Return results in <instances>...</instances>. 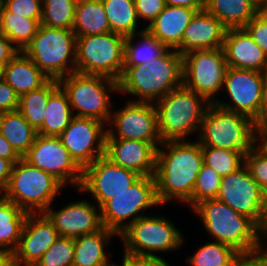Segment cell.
<instances>
[{"label":"cell","instance_id":"obj_35","mask_svg":"<svg viewBox=\"0 0 267 266\" xmlns=\"http://www.w3.org/2000/svg\"><path fill=\"white\" fill-rule=\"evenodd\" d=\"M58 86V80L49 79L40 88L19 97L18 111L36 131L43 124L49 96Z\"/></svg>","mask_w":267,"mask_h":266},{"label":"cell","instance_id":"obj_30","mask_svg":"<svg viewBox=\"0 0 267 266\" xmlns=\"http://www.w3.org/2000/svg\"><path fill=\"white\" fill-rule=\"evenodd\" d=\"M0 133L23 157L34 144L37 131L18 111L0 113Z\"/></svg>","mask_w":267,"mask_h":266},{"label":"cell","instance_id":"obj_27","mask_svg":"<svg viewBox=\"0 0 267 266\" xmlns=\"http://www.w3.org/2000/svg\"><path fill=\"white\" fill-rule=\"evenodd\" d=\"M205 10L227 29H239L259 12V7L251 0H205Z\"/></svg>","mask_w":267,"mask_h":266},{"label":"cell","instance_id":"obj_54","mask_svg":"<svg viewBox=\"0 0 267 266\" xmlns=\"http://www.w3.org/2000/svg\"><path fill=\"white\" fill-rule=\"evenodd\" d=\"M267 123V72L263 82V94L261 103V124Z\"/></svg>","mask_w":267,"mask_h":266},{"label":"cell","instance_id":"obj_60","mask_svg":"<svg viewBox=\"0 0 267 266\" xmlns=\"http://www.w3.org/2000/svg\"><path fill=\"white\" fill-rule=\"evenodd\" d=\"M84 1H95V0H75L76 3L84 2Z\"/></svg>","mask_w":267,"mask_h":266},{"label":"cell","instance_id":"obj_18","mask_svg":"<svg viewBox=\"0 0 267 266\" xmlns=\"http://www.w3.org/2000/svg\"><path fill=\"white\" fill-rule=\"evenodd\" d=\"M58 137L71 158L84 170L104 156L107 124L94 118L75 116Z\"/></svg>","mask_w":267,"mask_h":266},{"label":"cell","instance_id":"obj_48","mask_svg":"<svg viewBox=\"0 0 267 266\" xmlns=\"http://www.w3.org/2000/svg\"><path fill=\"white\" fill-rule=\"evenodd\" d=\"M20 50L0 33V61H10Z\"/></svg>","mask_w":267,"mask_h":266},{"label":"cell","instance_id":"obj_28","mask_svg":"<svg viewBox=\"0 0 267 266\" xmlns=\"http://www.w3.org/2000/svg\"><path fill=\"white\" fill-rule=\"evenodd\" d=\"M169 48L147 29L126 36L124 40V65L133 67L161 57Z\"/></svg>","mask_w":267,"mask_h":266},{"label":"cell","instance_id":"obj_42","mask_svg":"<svg viewBox=\"0 0 267 266\" xmlns=\"http://www.w3.org/2000/svg\"><path fill=\"white\" fill-rule=\"evenodd\" d=\"M0 4L15 15L41 22L43 15L42 0H0Z\"/></svg>","mask_w":267,"mask_h":266},{"label":"cell","instance_id":"obj_49","mask_svg":"<svg viewBox=\"0 0 267 266\" xmlns=\"http://www.w3.org/2000/svg\"><path fill=\"white\" fill-rule=\"evenodd\" d=\"M0 157L10 160L13 164L22 157L14 150L11 144L0 133Z\"/></svg>","mask_w":267,"mask_h":266},{"label":"cell","instance_id":"obj_29","mask_svg":"<svg viewBox=\"0 0 267 266\" xmlns=\"http://www.w3.org/2000/svg\"><path fill=\"white\" fill-rule=\"evenodd\" d=\"M46 115L37 134L59 136L75 117L66 92L59 85L49 96Z\"/></svg>","mask_w":267,"mask_h":266},{"label":"cell","instance_id":"obj_25","mask_svg":"<svg viewBox=\"0 0 267 266\" xmlns=\"http://www.w3.org/2000/svg\"><path fill=\"white\" fill-rule=\"evenodd\" d=\"M115 237H119L116 232L102 227L97 232L75 238L73 266H106L111 263L113 254L108 248Z\"/></svg>","mask_w":267,"mask_h":266},{"label":"cell","instance_id":"obj_19","mask_svg":"<svg viewBox=\"0 0 267 266\" xmlns=\"http://www.w3.org/2000/svg\"><path fill=\"white\" fill-rule=\"evenodd\" d=\"M67 202L63 207L50 205L43 213L58 230L60 237L77 238L99 231L101 222L100 207L88 198Z\"/></svg>","mask_w":267,"mask_h":266},{"label":"cell","instance_id":"obj_4","mask_svg":"<svg viewBox=\"0 0 267 266\" xmlns=\"http://www.w3.org/2000/svg\"><path fill=\"white\" fill-rule=\"evenodd\" d=\"M211 103L183 84L154 103L158 132L163 142L197 139ZM196 135V137H195Z\"/></svg>","mask_w":267,"mask_h":266},{"label":"cell","instance_id":"obj_61","mask_svg":"<svg viewBox=\"0 0 267 266\" xmlns=\"http://www.w3.org/2000/svg\"><path fill=\"white\" fill-rule=\"evenodd\" d=\"M13 266H23V265H19V264H16V263H15Z\"/></svg>","mask_w":267,"mask_h":266},{"label":"cell","instance_id":"obj_57","mask_svg":"<svg viewBox=\"0 0 267 266\" xmlns=\"http://www.w3.org/2000/svg\"><path fill=\"white\" fill-rule=\"evenodd\" d=\"M8 62L9 61H0V79L4 78L5 67Z\"/></svg>","mask_w":267,"mask_h":266},{"label":"cell","instance_id":"obj_55","mask_svg":"<svg viewBox=\"0 0 267 266\" xmlns=\"http://www.w3.org/2000/svg\"><path fill=\"white\" fill-rule=\"evenodd\" d=\"M15 264L14 254L9 251H0V266H13Z\"/></svg>","mask_w":267,"mask_h":266},{"label":"cell","instance_id":"obj_46","mask_svg":"<svg viewBox=\"0 0 267 266\" xmlns=\"http://www.w3.org/2000/svg\"><path fill=\"white\" fill-rule=\"evenodd\" d=\"M122 266H172L167 258L142 257L122 253Z\"/></svg>","mask_w":267,"mask_h":266},{"label":"cell","instance_id":"obj_10","mask_svg":"<svg viewBox=\"0 0 267 266\" xmlns=\"http://www.w3.org/2000/svg\"><path fill=\"white\" fill-rule=\"evenodd\" d=\"M159 206L154 175L141 176L126 191L115 195L100 208L102 226L119 235L131 223L148 215V210Z\"/></svg>","mask_w":267,"mask_h":266},{"label":"cell","instance_id":"obj_31","mask_svg":"<svg viewBox=\"0 0 267 266\" xmlns=\"http://www.w3.org/2000/svg\"><path fill=\"white\" fill-rule=\"evenodd\" d=\"M28 213L0 194V251L14 252Z\"/></svg>","mask_w":267,"mask_h":266},{"label":"cell","instance_id":"obj_40","mask_svg":"<svg viewBox=\"0 0 267 266\" xmlns=\"http://www.w3.org/2000/svg\"><path fill=\"white\" fill-rule=\"evenodd\" d=\"M74 238L59 237L34 266H73Z\"/></svg>","mask_w":267,"mask_h":266},{"label":"cell","instance_id":"obj_5","mask_svg":"<svg viewBox=\"0 0 267 266\" xmlns=\"http://www.w3.org/2000/svg\"><path fill=\"white\" fill-rule=\"evenodd\" d=\"M148 212L119 234L121 251L128 255L159 258H165L163 255L168 252L179 253L187 242L184 232L167 215Z\"/></svg>","mask_w":267,"mask_h":266},{"label":"cell","instance_id":"obj_11","mask_svg":"<svg viewBox=\"0 0 267 266\" xmlns=\"http://www.w3.org/2000/svg\"><path fill=\"white\" fill-rule=\"evenodd\" d=\"M76 37V72L119 81L123 74L125 36L109 32Z\"/></svg>","mask_w":267,"mask_h":266},{"label":"cell","instance_id":"obj_32","mask_svg":"<svg viewBox=\"0 0 267 266\" xmlns=\"http://www.w3.org/2000/svg\"><path fill=\"white\" fill-rule=\"evenodd\" d=\"M72 30L76 36L101 35L111 32L102 1L76 3Z\"/></svg>","mask_w":267,"mask_h":266},{"label":"cell","instance_id":"obj_9","mask_svg":"<svg viewBox=\"0 0 267 266\" xmlns=\"http://www.w3.org/2000/svg\"><path fill=\"white\" fill-rule=\"evenodd\" d=\"M77 37L72 29L40 24L37 34L22 50L50 79L76 72Z\"/></svg>","mask_w":267,"mask_h":266},{"label":"cell","instance_id":"obj_14","mask_svg":"<svg viewBox=\"0 0 267 266\" xmlns=\"http://www.w3.org/2000/svg\"><path fill=\"white\" fill-rule=\"evenodd\" d=\"M121 107L114 103L111 117L107 124L106 139L141 140L162 144L158 132L157 112L154 103L122 101ZM115 108V109H114ZM119 108V109H118Z\"/></svg>","mask_w":267,"mask_h":266},{"label":"cell","instance_id":"obj_47","mask_svg":"<svg viewBox=\"0 0 267 266\" xmlns=\"http://www.w3.org/2000/svg\"><path fill=\"white\" fill-rule=\"evenodd\" d=\"M226 266H261V256L259 252L239 253Z\"/></svg>","mask_w":267,"mask_h":266},{"label":"cell","instance_id":"obj_37","mask_svg":"<svg viewBox=\"0 0 267 266\" xmlns=\"http://www.w3.org/2000/svg\"><path fill=\"white\" fill-rule=\"evenodd\" d=\"M41 24L60 29H72L75 21V0H42Z\"/></svg>","mask_w":267,"mask_h":266},{"label":"cell","instance_id":"obj_8","mask_svg":"<svg viewBox=\"0 0 267 266\" xmlns=\"http://www.w3.org/2000/svg\"><path fill=\"white\" fill-rule=\"evenodd\" d=\"M257 127L249 117L211 103L201 123L198 142L213 147L247 153L255 144Z\"/></svg>","mask_w":267,"mask_h":266},{"label":"cell","instance_id":"obj_12","mask_svg":"<svg viewBox=\"0 0 267 266\" xmlns=\"http://www.w3.org/2000/svg\"><path fill=\"white\" fill-rule=\"evenodd\" d=\"M227 70L223 48L188 52L183 55L182 84L214 103L222 92Z\"/></svg>","mask_w":267,"mask_h":266},{"label":"cell","instance_id":"obj_36","mask_svg":"<svg viewBox=\"0 0 267 266\" xmlns=\"http://www.w3.org/2000/svg\"><path fill=\"white\" fill-rule=\"evenodd\" d=\"M195 248L193 254L184 258L187 266H226L239 254L235 248L211 240Z\"/></svg>","mask_w":267,"mask_h":266},{"label":"cell","instance_id":"obj_34","mask_svg":"<svg viewBox=\"0 0 267 266\" xmlns=\"http://www.w3.org/2000/svg\"><path fill=\"white\" fill-rule=\"evenodd\" d=\"M41 22L8 12L0 4V33L22 51L37 34Z\"/></svg>","mask_w":267,"mask_h":266},{"label":"cell","instance_id":"obj_26","mask_svg":"<svg viewBox=\"0 0 267 266\" xmlns=\"http://www.w3.org/2000/svg\"><path fill=\"white\" fill-rule=\"evenodd\" d=\"M3 79L20 97L40 88L50 78L23 51H19L6 64Z\"/></svg>","mask_w":267,"mask_h":266},{"label":"cell","instance_id":"obj_2","mask_svg":"<svg viewBox=\"0 0 267 266\" xmlns=\"http://www.w3.org/2000/svg\"><path fill=\"white\" fill-rule=\"evenodd\" d=\"M182 71L183 56L176 49L169 48L154 60L123 67L118 81L119 95L133 102L155 103L182 85Z\"/></svg>","mask_w":267,"mask_h":266},{"label":"cell","instance_id":"obj_21","mask_svg":"<svg viewBox=\"0 0 267 266\" xmlns=\"http://www.w3.org/2000/svg\"><path fill=\"white\" fill-rule=\"evenodd\" d=\"M158 148L146 141L106 139L104 156L113 164L135 171L141 176L155 173Z\"/></svg>","mask_w":267,"mask_h":266},{"label":"cell","instance_id":"obj_13","mask_svg":"<svg viewBox=\"0 0 267 266\" xmlns=\"http://www.w3.org/2000/svg\"><path fill=\"white\" fill-rule=\"evenodd\" d=\"M264 77L265 73L259 71L228 67L220 94L226 97H219L214 103L261 124Z\"/></svg>","mask_w":267,"mask_h":266},{"label":"cell","instance_id":"obj_1","mask_svg":"<svg viewBox=\"0 0 267 266\" xmlns=\"http://www.w3.org/2000/svg\"><path fill=\"white\" fill-rule=\"evenodd\" d=\"M203 164L197 139L167 141L158 147L154 179L162 207L179 202L192 210V193Z\"/></svg>","mask_w":267,"mask_h":266},{"label":"cell","instance_id":"obj_20","mask_svg":"<svg viewBox=\"0 0 267 266\" xmlns=\"http://www.w3.org/2000/svg\"><path fill=\"white\" fill-rule=\"evenodd\" d=\"M59 237L58 230L44 213H28L19 244L13 252L15 263L34 266Z\"/></svg>","mask_w":267,"mask_h":266},{"label":"cell","instance_id":"obj_6","mask_svg":"<svg viewBox=\"0 0 267 266\" xmlns=\"http://www.w3.org/2000/svg\"><path fill=\"white\" fill-rule=\"evenodd\" d=\"M65 188L54 175L37 168L22 157L13 165L9 181L1 195L27 213H43L57 201Z\"/></svg>","mask_w":267,"mask_h":266},{"label":"cell","instance_id":"obj_58","mask_svg":"<svg viewBox=\"0 0 267 266\" xmlns=\"http://www.w3.org/2000/svg\"><path fill=\"white\" fill-rule=\"evenodd\" d=\"M121 262V263H120ZM120 262H118V260H117V263H116V260L114 261H112L111 263H109L108 265H106V266H122V259H121V261Z\"/></svg>","mask_w":267,"mask_h":266},{"label":"cell","instance_id":"obj_53","mask_svg":"<svg viewBox=\"0 0 267 266\" xmlns=\"http://www.w3.org/2000/svg\"><path fill=\"white\" fill-rule=\"evenodd\" d=\"M261 266H267V222L265 226L261 229Z\"/></svg>","mask_w":267,"mask_h":266},{"label":"cell","instance_id":"obj_39","mask_svg":"<svg viewBox=\"0 0 267 266\" xmlns=\"http://www.w3.org/2000/svg\"><path fill=\"white\" fill-rule=\"evenodd\" d=\"M220 183L221 176L213 168L203 164L192 193V209L202 201L217 199Z\"/></svg>","mask_w":267,"mask_h":266},{"label":"cell","instance_id":"obj_33","mask_svg":"<svg viewBox=\"0 0 267 266\" xmlns=\"http://www.w3.org/2000/svg\"><path fill=\"white\" fill-rule=\"evenodd\" d=\"M101 1L109 21L111 32L126 37L146 29L138 19L135 0Z\"/></svg>","mask_w":267,"mask_h":266},{"label":"cell","instance_id":"obj_17","mask_svg":"<svg viewBox=\"0 0 267 266\" xmlns=\"http://www.w3.org/2000/svg\"><path fill=\"white\" fill-rule=\"evenodd\" d=\"M23 158L37 168L54 175L67 189L80 188L83 170L71 158L58 136L37 134L34 144Z\"/></svg>","mask_w":267,"mask_h":266},{"label":"cell","instance_id":"obj_59","mask_svg":"<svg viewBox=\"0 0 267 266\" xmlns=\"http://www.w3.org/2000/svg\"><path fill=\"white\" fill-rule=\"evenodd\" d=\"M251 1L254 2L258 7H260L267 0H251Z\"/></svg>","mask_w":267,"mask_h":266},{"label":"cell","instance_id":"obj_15","mask_svg":"<svg viewBox=\"0 0 267 266\" xmlns=\"http://www.w3.org/2000/svg\"><path fill=\"white\" fill-rule=\"evenodd\" d=\"M218 200L252 219L261 229L267 222V196L245 164L221 177Z\"/></svg>","mask_w":267,"mask_h":266},{"label":"cell","instance_id":"obj_7","mask_svg":"<svg viewBox=\"0 0 267 266\" xmlns=\"http://www.w3.org/2000/svg\"><path fill=\"white\" fill-rule=\"evenodd\" d=\"M58 81L68 96L74 116L94 118L108 124L115 103L114 95L119 97L118 81L78 72Z\"/></svg>","mask_w":267,"mask_h":266},{"label":"cell","instance_id":"obj_43","mask_svg":"<svg viewBox=\"0 0 267 266\" xmlns=\"http://www.w3.org/2000/svg\"><path fill=\"white\" fill-rule=\"evenodd\" d=\"M139 21L145 28L163 11L165 0H135Z\"/></svg>","mask_w":267,"mask_h":266},{"label":"cell","instance_id":"obj_45","mask_svg":"<svg viewBox=\"0 0 267 266\" xmlns=\"http://www.w3.org/2000/svg\"><path fill=\"white\" fill-rule=\"evenodd\" d=\"M19 96L4 79H0V113L18 110Z\"/></svg>","mask_w":267,"mask_h":266},{"label":"cell","instance_id":"obj_41","mask_svg":"<svg viewBox=\"0 0 267 266\" xmlns=\"http://www.w3.org/2000/svg\"><path fill=\"white\" fill-rule=\"evenodd\" d=\"M245 166L267 196V153L255 144L245 154Z\"/></svg>","mask_w":267,"mask_h":266},{"label":"cell","instance_id":"obj_23","mask_svg":"<svg viewBox=\"0 0 267 266\" xmlns=\"http://www.w3.org/2000/svg\"><path fill=\"white\" fill-rule=\"evenodd\" d=\"M223 50L228 67L267 72V54L244 29H227Z\"/></svg>","mask_w":267,"mask_h":266},{"label":"cell","instance_id":"obj_50","mask_svg":"<svg viewBox=\"0 0 267 266\" xmlns=\"http://www.w3.org/2000/svg\"><path fill=\"white\" fill-rule=\"evenodd\" d=\"M13 165L10 160L0 157V192L9 181Z\"/></svg>","mask_w":267,"mask_h":266},{"label":"cell","instance_id":"obj_22","mask_svg":"<svg viewBox=\"0 0 267 266\" xmlns=\"http://www.w3.org/2000/svg\"><path fill=\"white\" fill-rule=\"evenodd\" d=\"M227 28L205 9L197 11L185 28L181 44L176 50L183 56L195 50L223 47Z\"/></svg>","mask_w":267,"mask_h":266},{"label":"cell","instance_id":"obj_16","mask_svg":"<svg viewBox=\"0 0 267 266\" xmlns=\"http://www.w3.org/2000/svg\"><path fill=\"white\" fill-rule=\"evenodd\" d=\"M140 177L135 171L113 164L102 156L83 170L81 186L75 192L90 195V199L101 208L115 195L126 191Z\"/></svg>","mask_w":267,"mask_h":266},{"label":"cell","instance_id":"obj_3","mask_svg":"<svg viewBox=\"0 0 267 266\" xmlns=\"http://www.w3.org/2000/svg\"><path fill=\"white\" fill-rule=\"evenodd\" d=\"M191 212L199 218L211 241L225 243L239 253L260 252L261 228L218 199L198 203Z\"/></svg>","mask_w":267,"mask_h":266},{"label":"cell","instance_id":"obj_24","mask_svg":"<svg viewBox=\"0 0 267 266\" xmlns=\"http://www.w3.org/2000/svg\"><path fill=\"white\" fill-rule=\"evenodd\" d=\"M196 12L197 10L192 8L166 5L146 29L168 48L176 49Z\"/></svg>","mask_w":267,"mask_h":266},{"label":"cell","instance_id":"obj_38","mask_svg":"<svg viewBox=\"0 0 267 266\" xmlns=\"http://www.w3.org/2000/svg\"><path fill=\"white\" fill-rule=\"evenodd\" d=\"M204 164L213 168L221 177L240 169L245 164V154L240 151L202 147Z\"/></svg>","mask_w":267,"mask_h":266},{"label":"cell","instance_id":"obj_52","mask_svg":"<svg viewBox=\"0 0 267 266\" xmlns=\"http://www.w3.org/2000/svg\"><path fill=\"white\" fill-rule=\"evenodd\" d=\"M256 144L267 153V123L258 124Z\"/></svg>","mask_w":267,"mask_h":266},{"label":"cell","instance_id":"obj_56","mask_svg":"<svg viewBox=\"0 0 267 266\" xmlns=\"http://www.w3.org/2000/svg\"><path fill=\"white\" fill-rule=\"evenodd\" d=\"M259 13L267 19V1L259 7Z\"/></svg>","mask_w":267,"mask_h":266},{"label":"cell","instance_id":"obj_44","mask_svg":"<svg viewBox=\"0 0 267 266\" xmlns=\"http://www.w3.org/2000/svg\"><path fill=\"white\" fill-rule=\"evenodd\" d=\"M255 43L267 54V19L259 12L245 25Z\"/></svg>","mask_w":267,"mask_h":266},{"label":"cell","instance_id":"obj_51","mask_svg":"<svg viewBox=\"0 0 267 266\" xmlns=\"http://www.w3.org/2000/svg\"><path fill=\"white\" fill-rule=\"evenodd\" d=\"M166 5L183 6L201 11L205 9V0H165Z\"/></svg>","mask_w":267,"mask_h":266}]
</instances>
